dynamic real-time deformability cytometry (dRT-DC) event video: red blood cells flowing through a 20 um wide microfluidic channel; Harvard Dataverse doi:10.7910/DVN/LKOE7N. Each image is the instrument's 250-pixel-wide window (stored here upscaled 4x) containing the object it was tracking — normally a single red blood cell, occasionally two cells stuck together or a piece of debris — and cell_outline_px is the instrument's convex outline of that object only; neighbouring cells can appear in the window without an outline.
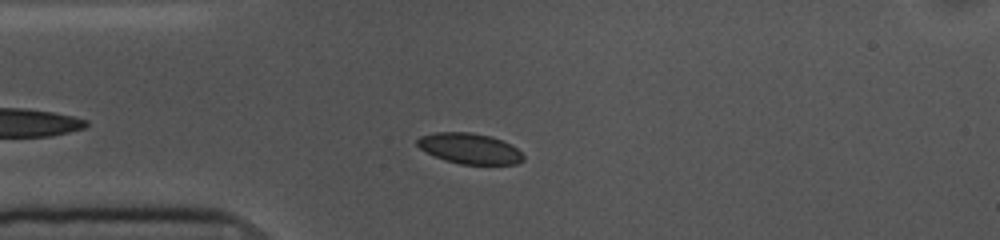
{"species": "common noctule bat (a hibernating species)", "species_latin": "Nyctalus noctula", "temperature_condition": "cold", "stored_images_in_passage": 30, "camera_frame_rate_fps": 3000, "um_per_image_px": 0.085, "animal": {"sex": "female", "body_mass_g": 10.0, "forearm_length_mm": 53.1}, "frame": {"image": 1, "passage_image": 7, "time_ms": 2.0, "image_size_px": [1000, 240], "cell_outline_px": [[524, 160], [516, 164], [460, 164], [444, 160], [420, 148], [416, 144], [416, 140], [420, 136], [436, 132], [472, 132], [492, 136], [516, 148], [524, 156]], "centroid_in_image_um": [39.9, 12.62], "position_along_channel_um": 45.1, "area_um2": 18.79}}
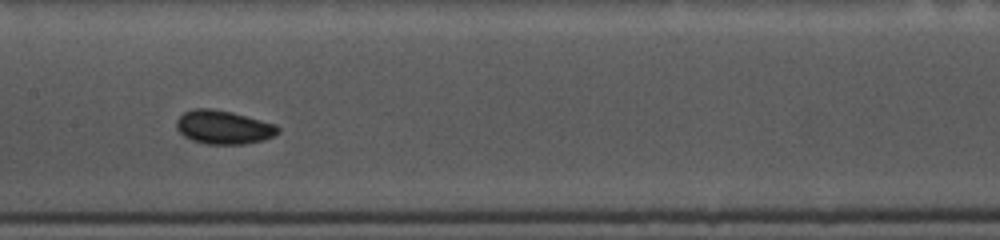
{"frame": {"image": 2, "passage_image": 20, "time_ms": 6.333, "image_size_px": [1000, 240], "cell_outline_px": [[280, 132], [276, 136], [264, 140], [244, 144], [204, 144], [192, 140], [184, 136], [176, 128], [176, 120], [184, 112], [192, 108], [212, 108], [232, 112], [276, 124], [280, 128]], "centroid_in_image_um": [19.01, 10.81], "position_along_channel_um": 188.4, "area_um2": 20.17}}
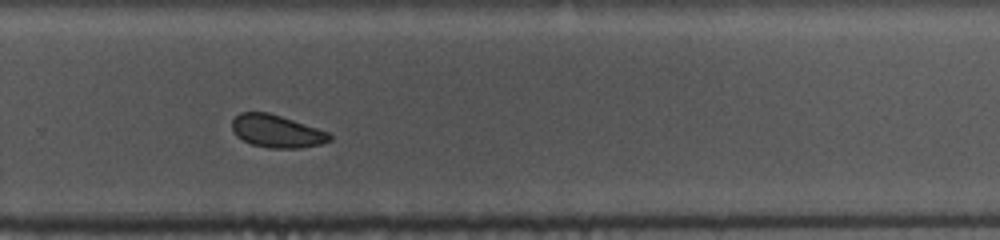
{"frame": {"image": 3, "passage_image": 30, "time_ms": 9.667, "image_size_px": [1000, 240], "cell_outline_px": [[332, 140], [320, 144], [300, 148], [268, 148], [252, 144], [236, 136], [232, 132], [232, 120], [240, 112], [268, 112], [328, 132], [332, 136]], "centroid_in_image_um": [23.49, 11.16], "position_along_channel_um": 306.3, "area_um2": 18.44}}